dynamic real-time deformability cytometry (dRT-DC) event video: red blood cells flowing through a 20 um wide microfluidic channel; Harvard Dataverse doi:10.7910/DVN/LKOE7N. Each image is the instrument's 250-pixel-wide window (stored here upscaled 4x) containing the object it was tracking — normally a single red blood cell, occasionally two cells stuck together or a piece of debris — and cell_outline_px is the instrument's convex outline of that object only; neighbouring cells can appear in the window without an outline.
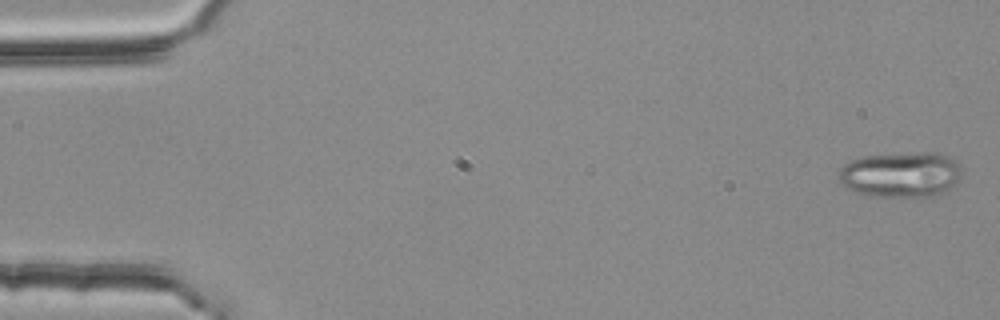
{"species": "common noctule bat (a hibernating species)", "species_latin": "Nyctalus noctula", "temperature_condition": "room temperature", "stored_images_in_passage": 55, "segment_of_instrument_passage": [1, 2], "camera_frame_rate_fps": 3000, "um_per_image_px": 0.085, "animal": {"sex": "female", "body_mass_g": 25.1}, "frame": {"image": 1, "passage_image": 2, "time_ms": 0.333, "image_size_px": [1000, 320], "cell_outline_px": [[964, 172], [956, 184], [944, 192], [936, 196], [868, 196], [856, 192], [840, 184], [840, 168], [844, 164], [852, 160], [864, 156], [924, 152], [936, 152], [948, 156], [960, 164]], "centroid_in_image_um": [76.62, 14.84], "position_along_channel_um": 8.4, "area_um2": 32.77}}